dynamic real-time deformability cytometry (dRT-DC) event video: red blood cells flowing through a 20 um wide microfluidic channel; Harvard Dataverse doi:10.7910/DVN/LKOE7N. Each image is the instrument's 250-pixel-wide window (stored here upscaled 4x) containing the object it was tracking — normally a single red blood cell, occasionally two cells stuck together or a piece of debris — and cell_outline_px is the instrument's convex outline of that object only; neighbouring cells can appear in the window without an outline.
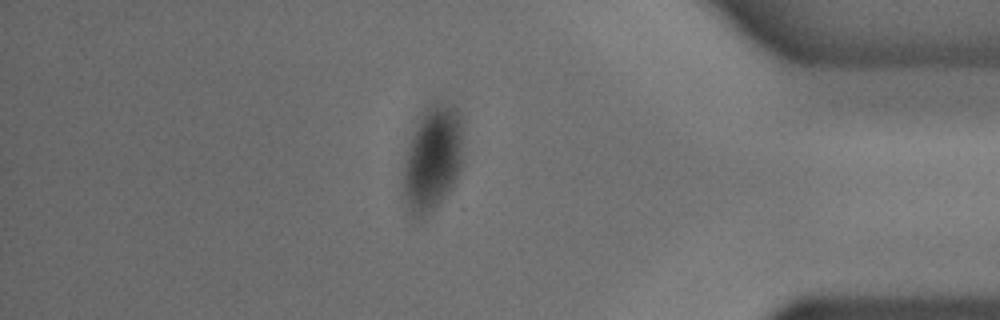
{"species": "common noctule bat (a hibernating species)", "species_latin": "Nyctalus noctula", "temperature_condition": "cold", "stored_images_in_passage": 53, "camera_frame_rate_fps": 3000, "um_per_image_px": 0.085, "animal": {"sex": "male", "body_mass_g": 18.8}, "frame": {"image": 1, "passage_image": 46, "time_ms": 15.0, "image_size_px": [1000, 320], "cell_outline_px": [[464, 160], [452, 184], [444, 196], [432, 208], [420, 216], [412, 216], [408, 212], [404, 200], [400, 184], [404, 160], [408, 144], [416, 116], [432, 100], [440, 100], [456, 104], [460, 108]], "centroid_in_image_um": [36.73, 13.3], "position_along_channel_um": 398.5, "area_um2": 38.09}}